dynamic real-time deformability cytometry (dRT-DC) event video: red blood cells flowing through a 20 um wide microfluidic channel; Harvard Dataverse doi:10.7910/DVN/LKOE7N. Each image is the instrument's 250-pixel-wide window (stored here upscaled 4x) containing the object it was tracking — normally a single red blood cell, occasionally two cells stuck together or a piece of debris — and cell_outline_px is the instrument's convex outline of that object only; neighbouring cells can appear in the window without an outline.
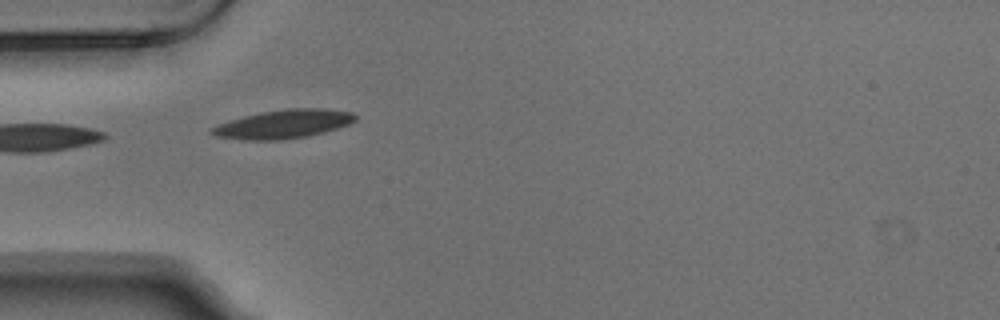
{"species": "Egyptian fruit bat (a non-hibernating species)", "species_latin": "Rousettus aegyptiacus", "temperature_condition": "warm", "stored_images_in_passage": 8, "camera_frame_rate_fps": 3000, "um_per_image_px": 0.085, "animal": {"sex": "male"}, "frame": {"image": 1, "passage_image": 2, "time_ms": 0.333, "image_size_px": [1000, 320], "cell_outline_px": [[356, 120], [348, 124], [324, 132], [308, 136], [280, 140], [244, 140], [216, 136], [208, 132], [212, 128], [228, 120], [260, 112], [288, 108], [324, 108], [352, 112], [356, 116]], "centroid_in_image_um": [24.09, 10.54], "position_along_channel_um": 60.9, "area_um2": 23.93}}
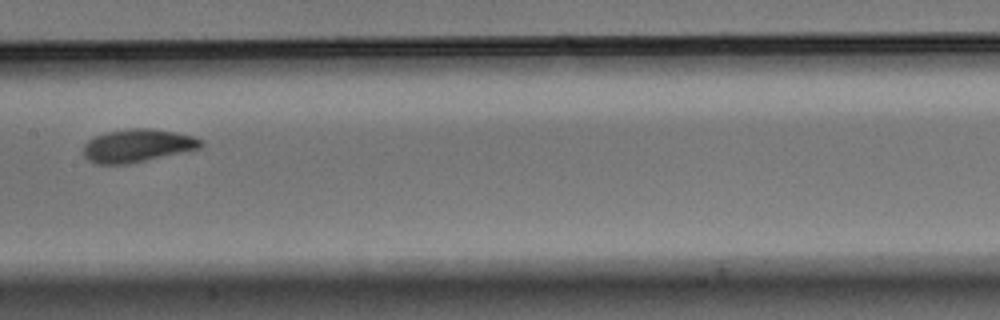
{"frame": {"image": 2, "passage_image": 5, "time_ms": 1.333, "image_size_px": [1000, 320], "cell_outline_px": [[204, 144], [200, 148], [144, 160], [124, 164], [96, 164], [88, 160], [84, 156], [84, 144], [88, 140], [104, 132], [128, 128], [148, 128], [176, 132], [192, 136], [200, 140]], "centroid_in_image_um": [11.63, 12.36], "position_along_channel_um": 195.8, "area_um2": 22.31}}
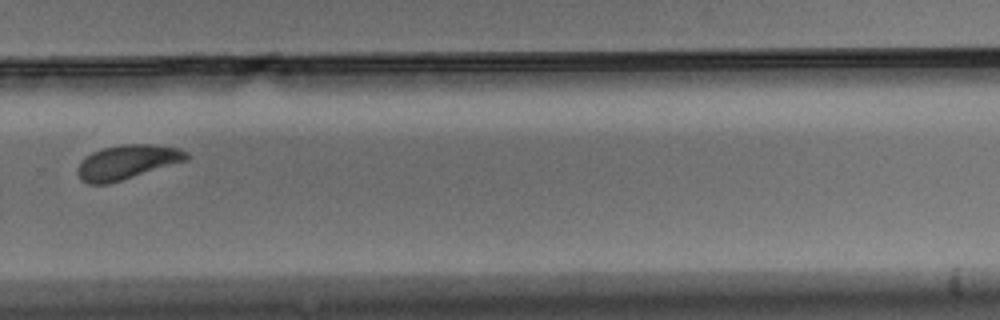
{"frame": {"image": 3, "passage_image": 8, "time_ms": 2.333, "image_size_px": [1000, 320], "cell_outline_px": [[188, 160], [108, 184], [88, 184], [80, 180], [76, 172], [76, 168], [80, 160], [92, 152], [100, 148], [120, 144], [156, 144], [180, 148], [188, 152]], "centroid_in_image_um": [10.77, 13.77], "position_along_channel_um": 319.0, "area_um2": 22.14}}